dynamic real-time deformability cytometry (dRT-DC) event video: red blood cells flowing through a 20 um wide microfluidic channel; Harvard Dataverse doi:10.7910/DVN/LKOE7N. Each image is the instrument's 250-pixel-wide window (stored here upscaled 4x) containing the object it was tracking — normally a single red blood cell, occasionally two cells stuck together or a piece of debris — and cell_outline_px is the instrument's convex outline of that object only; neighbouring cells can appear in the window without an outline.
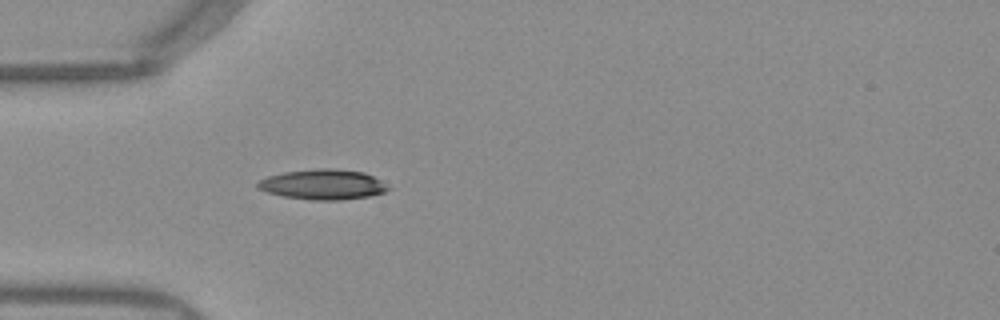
{"species": "Egyptian fruit bat (a non-hibernating species)", "species_latin": "Rousettus aegyptiacus", "temperature_condition": "warm", "stored_images_in_passage": 37, "camera_frame_rate_fps": 3000, "um_per_image_px": 0.085, "frame": {"image": 1, "passage_image": 1, "time_ms": 0.0, "image_size_px": [1000, 320], "cell_outline_px": [[392, 188], [384, 192], [368, 196], [340, 200], [312, 200], [284, 196], [268, 192], [256, 188], [256, 184], [260, 180], [268, 176], [284, 172], [320, 168], [332, 168], [364, 172], [380, 180]], "centroid_in_image_um": [27.45, 15.68], "position_along_channel_um": 57.5, "area_um2": 22.83}}
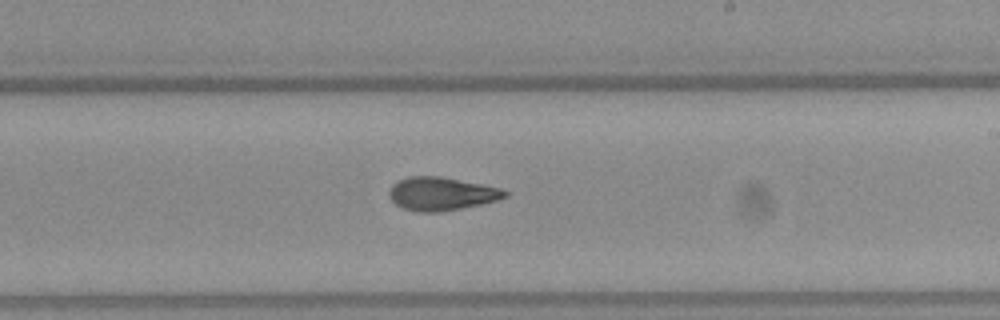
{"frame": {"image": 2, "passage_image": 16, "time_ms": 5.0, "image_size_px": [1000, 320], "cell_outline_px": [[508, 196], [496, 200], [480, 204], [440, 212], [420, 212], [404, 208], [396, 204], [388, 196], [388, 192], [392, 184], [408, 176], [440, 176], [500, 188], [508, 192]], "centroid_in_image_um": [37.49, 16.46], "position_along_channel_um": 251.5, "area_um2": 22.2}}
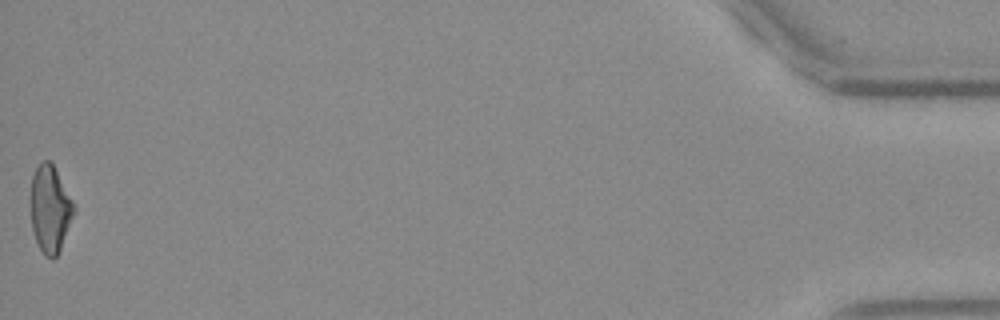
{"frame": {"image": 3, "passage_image": 37, "time_ms": 12.0, "image_size_px": [1000, 320], "cell_outline_px": [[76, 212], [60, 248], [56, 256], [52, 260], [44, 256], [36, 240], [32, 228], [28, 200], [32, 176], [36, 168], [44, 160], [48, 160], [52, 164], [72, 200], [76, 208]], "centroid_in_image_um": [4.22, 17.78], "position_along_channel_um": 431.0, "area_um2": 22.14}, "authors_computed_cell_mechanics": {"area_um2": 22.1374, "velocity_mm_per_s": 3.9556, "shape_relaxation_time_tau1_ms": null, "shape_relaxation_time_tau2_ms": 2.9115, "deformation_change_tau1": null, "deformation_change_tau2": 0.1076}}